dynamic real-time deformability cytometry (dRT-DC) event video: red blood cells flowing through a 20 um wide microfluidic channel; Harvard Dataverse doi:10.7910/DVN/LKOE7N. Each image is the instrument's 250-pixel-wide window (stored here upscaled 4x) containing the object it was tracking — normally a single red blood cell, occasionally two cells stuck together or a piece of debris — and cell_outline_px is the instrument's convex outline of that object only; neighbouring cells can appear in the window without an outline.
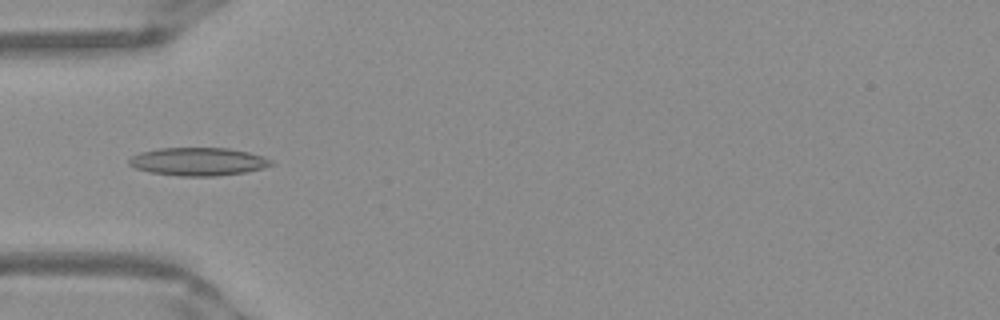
{"species": "Egyptian fruit bat (a non-hibernating species)", "species_latin": "Rousettus aegyptiacus", "temperature_condition": "warm", "stored_images_in_passage": 23, "camera_frame_rate_fps": 3000, "um_per_image_px": 0.085, "frame": {"image": 1, "passage_image": 2, "time_ms": 0.333, "image_size_px": [1000, 320], "cell_outline_px": [[276, 164], [264, 168], [244, 172], [216, 176], [176, 176], [148, 172], [136, 168], [128, 164], [128, 160], [132, 156], [140, 152], [160, 148], [228, 148], [248, 152], [264, 156], [272, 160]], "centroid_in_image_um": [16.86, 13.74], "position_along_channel_um": 68.1, "area_um2": 23.41}}
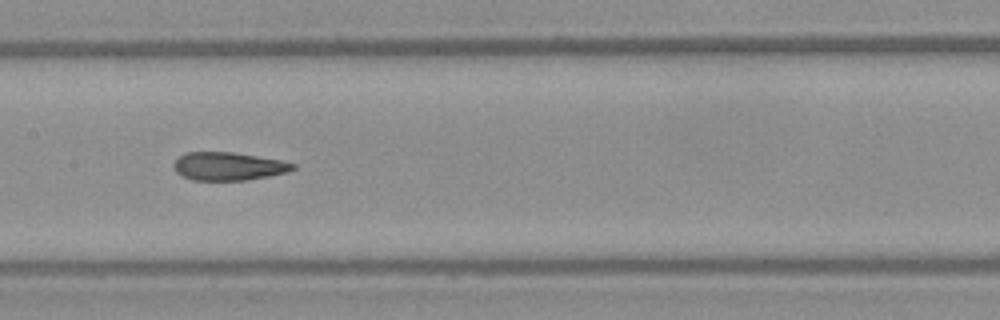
{"frame": {"image": 2, "passage_image": 11, "time_ms": 3.333, "image_size_px": [1000, 320], "cell_outline_px": [[296, 168], [288, 172], [248, 180], [192, 180], [176, 172], [172, 168], [172, 164], [184, 152], [236, 152], [280, 160], [296, 164]], "centroid_in_image_um": [19.41, 14.13], "position_along_channel_um": 188.0, "area_um2": 19.65}}
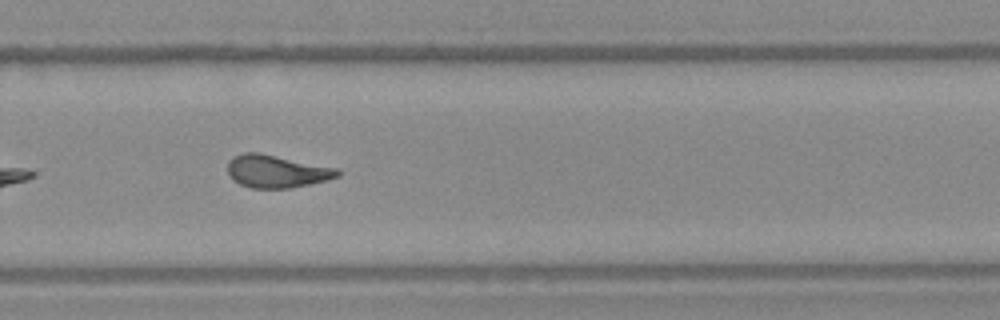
{"frame": {"image": 3, "passage_image": 20, "time_ms": 6.333, "image_size_px": [1000, 320], "cell_outline_px": [[340, 176], [328, 180], [288, 188], [252, 188], [240, 184], [228, 172], [228, 160], [232, 156], [244, 152], [260, 152], [336, 168], [340, 172]], "centroid_in_image_um": [23.51, 14.54], "position_along_channel_um": 306.3, "area_um2": 20.81}}